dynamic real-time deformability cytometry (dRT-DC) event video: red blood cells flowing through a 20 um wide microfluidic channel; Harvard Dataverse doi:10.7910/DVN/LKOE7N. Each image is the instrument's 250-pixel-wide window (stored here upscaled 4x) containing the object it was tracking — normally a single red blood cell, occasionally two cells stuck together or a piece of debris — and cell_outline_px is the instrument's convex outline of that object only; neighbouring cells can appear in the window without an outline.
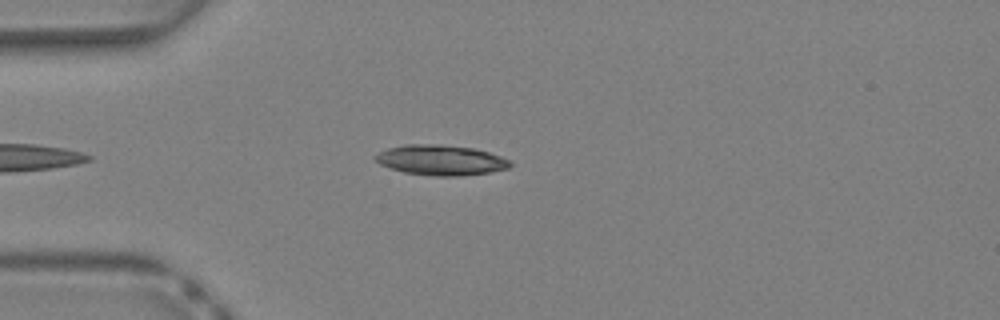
{"species": "Egyptian fruit bat (a non-hibernating species)", "species_latin": "Rousettus aegyptiacus", "temperature_condition": "warm", "stored_images_in_passage": 32, "camera_frame_rate_fps": 3000, "um_per_image_px": 0.085, "animal": {"sex": "female"}, "frame": {"image": 1, "passage_image": 5, "time_ms": 1.333, "image_size_px": [1000, 320], "cell_outline_px": [[512, 164], [508, 168], [488, 172], [460, 176], [436, 176], [404, 172], [380, 164], [372, 156], [388, 148], [404, 144], [440, 144], [472, 148], [488, 152], [500, 156], [508, 160]], "centroid_in_image_um": [37.44, 13.6], "position_along_channel_um": 47.6, "area_um2": 23.52}}
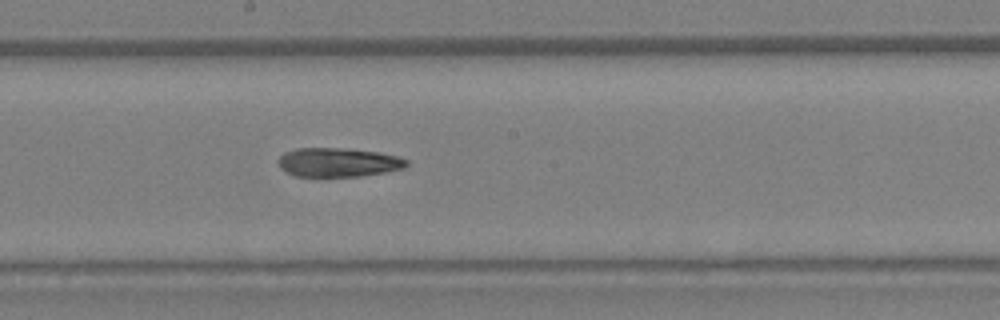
{"frame": {"image": 2, "passage_image": 16, "time_ms": 5.0, "image_size_px": [1000, 320], "cell_outline_px": [[408, 164], [404, 168], [384, 172], [360, 176], [296, 176], [280, 168], [280, 156], [284, 152], [296, 148], [344, 148], [380, 152], [396, 156], [408, 160]], "centroid_in_image_um": [28.77, 13.79], "position_along_channel_um": 219.4, "area_um2": 21.5}}
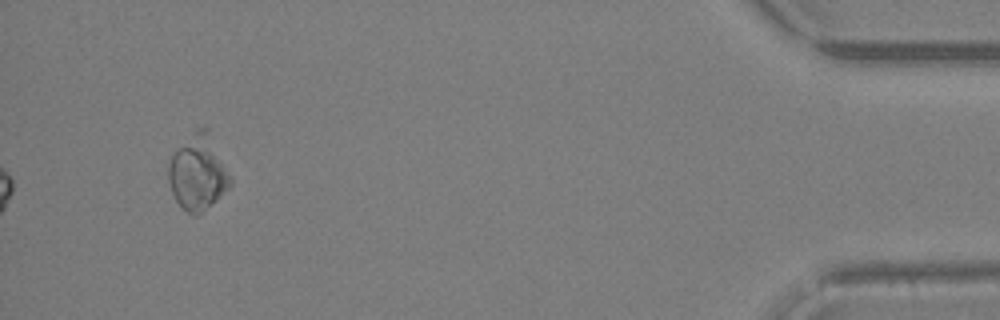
{"frame": {"image": 3, "passage_image": 32, "time_ms": 10.333, "image_size_px": [1000, 320], "cell_outline_px": [[232, 184], [216, 200], [196, 216], [192, 216], [176, 200], [172, 192], [168, 180], [168, 164], [172, 156], [196, 128], [208, 128], [232, 176]], "centroid_in_image_um": [16.86, 14.66], "position_along_channel_um": 418.3, "area_um2": 26.88}}